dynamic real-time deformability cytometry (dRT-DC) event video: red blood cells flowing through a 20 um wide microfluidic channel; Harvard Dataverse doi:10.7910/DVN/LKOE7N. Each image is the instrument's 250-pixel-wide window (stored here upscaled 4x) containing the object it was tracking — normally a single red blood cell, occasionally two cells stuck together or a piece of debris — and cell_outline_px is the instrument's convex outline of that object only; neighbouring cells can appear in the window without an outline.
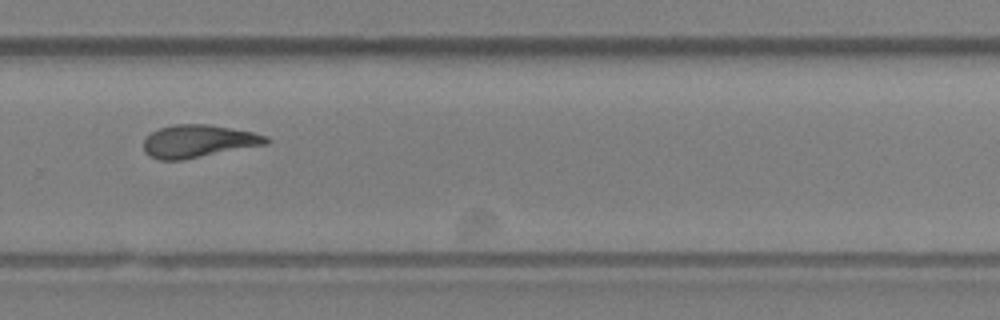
{"species": "Egyptian fruit bat (a non-hibernating species)", "species_latin": "Rousettus aegyptiacus", "temperature_condition": "room temperature", "stored_images_in_passage": 11, "camera_frame_rate_fps": 3000, "um_per_image_px": 0.085, "animal": {"sex": "female"}, "frame": {"image": 1, "passage_image": 11, "time_ms": 12.333, "image_size_px": [1000, 320], "cell_outline_px": [[272, 140], [268, 144], [184, 160], [160, 160], [148, 156], [144, 152], [144, 140], [152, 132], [160, 128], [176, 124], [208, 124], [252, 132], [268, 136]], "centroid_in_image_um": [16.88, 12.01], "position_along_channel_um": 312.9, "area_um2": 23.47}}